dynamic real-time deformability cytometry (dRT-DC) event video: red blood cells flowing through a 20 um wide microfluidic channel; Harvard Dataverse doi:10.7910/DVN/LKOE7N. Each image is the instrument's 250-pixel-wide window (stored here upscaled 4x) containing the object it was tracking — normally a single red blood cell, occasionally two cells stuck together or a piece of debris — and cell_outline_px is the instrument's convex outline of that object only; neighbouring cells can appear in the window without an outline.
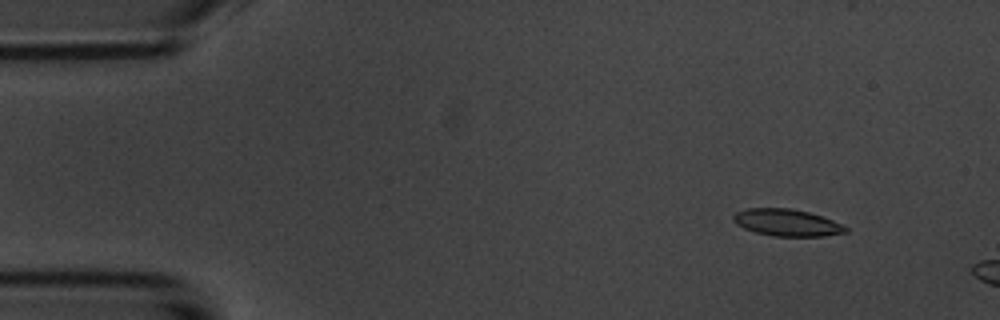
{"species": "common noctule bat (a hibernating species)", "species_latin": "Nyctalus noctula", "temperature_condition": "room temperature", "stored_images_in_passage": 3, "camera_frame_rate_fps": 3000, "um_per_image_px": 0.085, "animal": {"sex": "male", "body_mass_g": 20.1, "forearm_length_mm": 53.5}, "frame": {"image": 1, "passage_image": 1, "time_ms": 0.0, "image_size_px": [1000, 320], "cell_outline_px": [[848, 232], [824, 236], [772, 236], [756, 232], [744, 228], [736, 224], [732, 220], [732, 216], [736, 212], [744, 208], [792, 208], [808, 212], [832, 220], [848, 228]], "centroid_in_image_um": [66.85, 18.92], "position_along_channel_um": 18.2, "area_um2": 17.63}}